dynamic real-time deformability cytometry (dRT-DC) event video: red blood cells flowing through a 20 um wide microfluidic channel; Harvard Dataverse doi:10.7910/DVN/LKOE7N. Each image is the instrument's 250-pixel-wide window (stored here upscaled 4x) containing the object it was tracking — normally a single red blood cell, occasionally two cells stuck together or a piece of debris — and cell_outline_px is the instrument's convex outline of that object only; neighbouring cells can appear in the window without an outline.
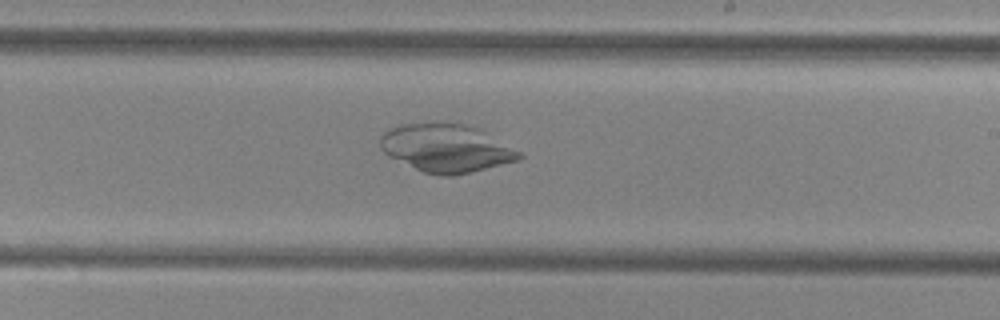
{"species": "common noctule bat (a hibernating species)", "species_latin": "Nyctalus noctula", "temperature_condition": "cold", "stored_images_in_passage": 53, "camera_frame_rate_fps": 3000, "um_per_image_px": 0.085, "animal": {"sex": "female", "body_mass_g": 29.2, "forearm_length_mm": 56.3}, "frame": {"image": 1, "passage_image": 32, "time_ms": 10.333, "image_size_px": [1000, 320], "cell_outline_px": [[524, 156], [520, 160], [472, 172], [452, 176], [440, 176], [424, 172], [388, 156], [380, 148], [380, 136], [388, 128], [400, 124], [464, 124], [484, 128], [524, 152]], "centroid_in_image_um": [38.03, 12.59], "position_along_channel_um": 251.0, "area_um2": 39.54}}
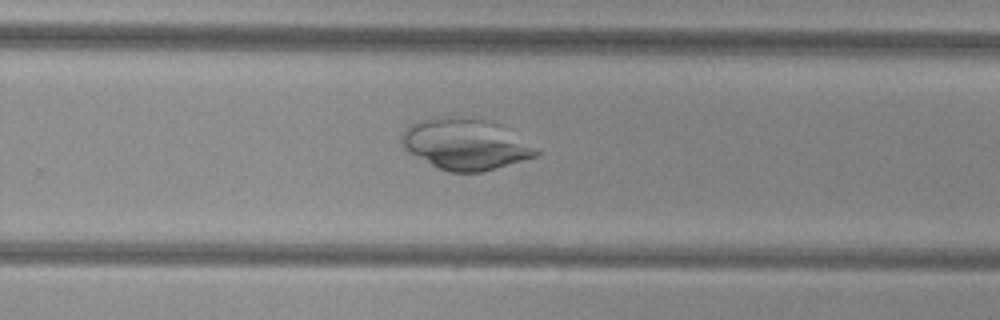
{"frame": {"image": 2, "passage_image": 35, "time_ms": 11.333, "image_size_px": [1000, 320], "cell_outline_px": [[540, 152], [536, 156], [484, 172], [448, 172], [408, 152], [404, 148], [400, 140], [400, 136], [404, 128], [408, 124], [420, 120], [484, 120], [496, 124]], "centroid_in_image_um": [39.48, 12.32], "position_along_channel_um": 290.3, "area_um2": 38.15}}
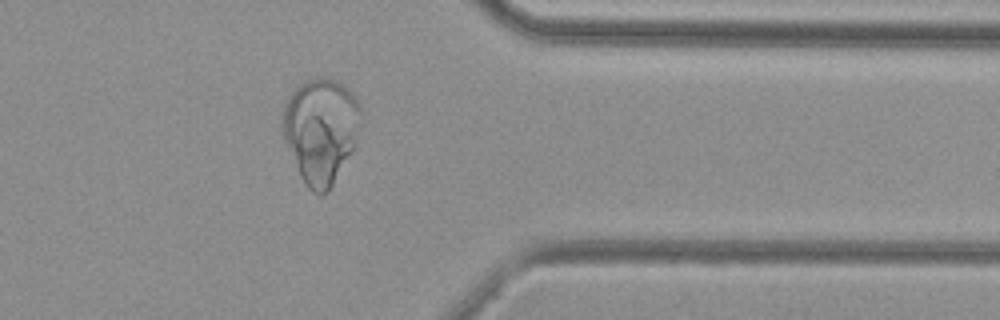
{"frame": {"image": 3, "passage_image": 43, "time_ms": 14.0, "image_size_px": [1000, 320], "cell_outline_px": [[360, 116], [356, 148], [332, 184], [320, 196], [312, 192], [304, 184], [300, 176], [284, 140], [284, 104], [292, 88], [296, 84], [304, 80], [316, 76], [328, 76], [344, 84], [356, 96], [360, 104]], "centroid_in_image_um": [27.28, 11.02], "position_along_channel_um": 384.1, "area_um2": 48.55}}